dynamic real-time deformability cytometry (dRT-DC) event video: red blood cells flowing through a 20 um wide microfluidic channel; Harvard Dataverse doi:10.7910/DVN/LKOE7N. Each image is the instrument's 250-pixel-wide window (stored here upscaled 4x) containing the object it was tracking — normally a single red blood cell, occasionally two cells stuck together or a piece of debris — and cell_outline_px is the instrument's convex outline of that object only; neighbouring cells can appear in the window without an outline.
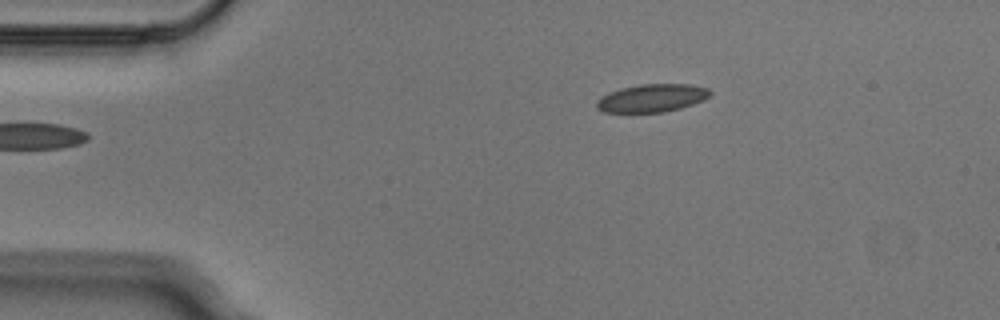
{"species": "Egyptian fruit bat (a non-hibernating species)", "species_latin": "Rousettus aegyptiacus", "temperature_condition": "cold", "stored_images_in_passage": 4, "camera_frame_rate_fps": 3000, "um_per_image_px": 0.085, "animal": {"sex": "male"}, "frame": {"image": 1, "passage_image": 1, "time_ms": 0.0, "image_size_px": [1000, 320], "cell_outline_px": [[712, 92], [704, 100], [680, 108], [664, 112], [604, 112], [596, 108], [596, 100], [600, 96], [608, 92], [620, 88], [640, 84], [688, 84], [708, 88]], "centroid_in_image_um": [55.38, 8.33], "position_along_channel_um": 29.6, "area_um2": 18.55}}
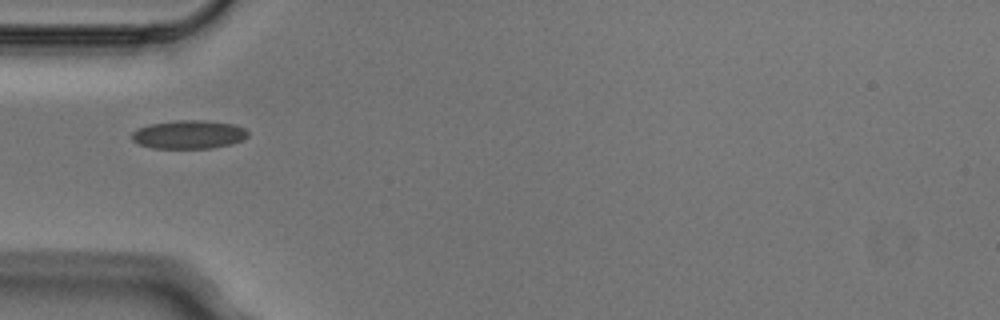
{"frame": {"image": 2, "passage_image": 3, "time_ms": 0.667, "image_size_px": [1000, 320], "cell_outline_px": [[248, 136], [244, 140], [232, 144], [212, 148], [152, 148], [140, 144], [132, 140], [132, 132], [148, 124], [176, 120], [204, 120], [232, 124], [244, 128], [248, 132]], "centroid_in_image_um": [16.07, 11.43], "position_along_channel_um": 68.9, "area_um2": 19.31}}
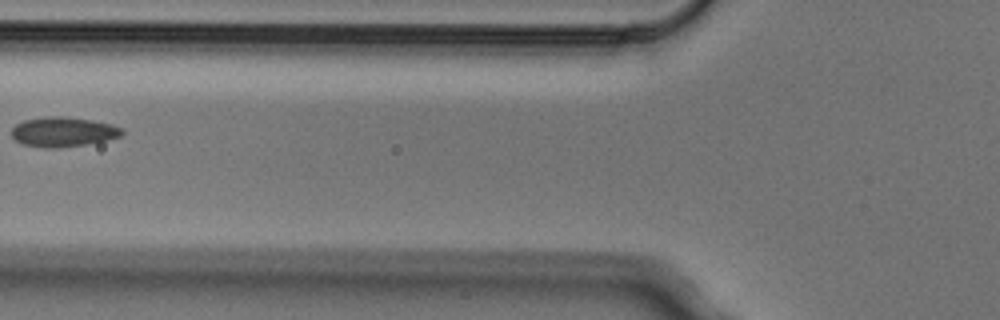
{"frame": {"image": 3, "passage_image": 4, "time_ms": 1.0, "image_size_px": [1000, 320], "cell_outline_px": [[124, 132], [120, 136], [104, 140], [84, 144], [56, 148], [48, 148], [24, 144], [16, 140], [12, 136], [12, 128], [16, 124], [24, 120], [48, 116], [64, 116], [92, 120], [112, 124], [124, 128]], "centroid_in_image_um": [5.38, 11.19], "position_along_channel_um": 120.4, "area_um2": 18.96}}